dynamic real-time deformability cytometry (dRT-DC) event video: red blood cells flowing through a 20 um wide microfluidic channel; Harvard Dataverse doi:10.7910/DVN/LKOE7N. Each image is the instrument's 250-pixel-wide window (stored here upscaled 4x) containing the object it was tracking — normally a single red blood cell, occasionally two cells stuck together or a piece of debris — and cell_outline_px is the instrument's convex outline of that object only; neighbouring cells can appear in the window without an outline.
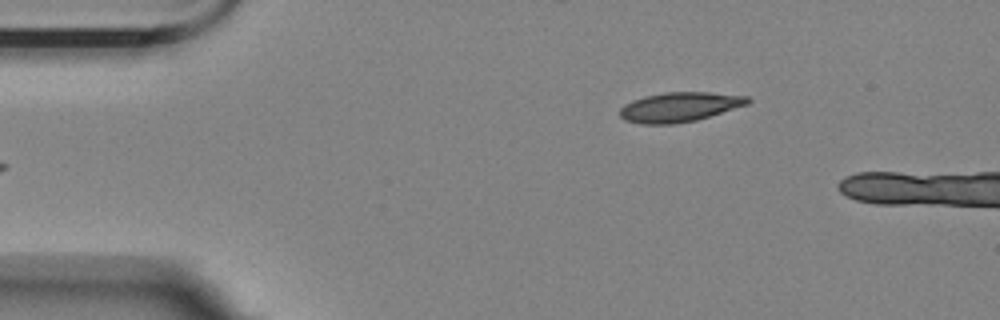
{"species": "Egyptian fruit bat (a non-hibernating species)", "species_latin": "Rousettus aegyptiacus", "temperature_condition": "room temperature", "stored_images_in_passage": 6, "camera_frame_rate_fps": 3000, "um_per_image_px": 0.085, "animal": {"sex": "female"}, "frame": {"image": 1, "passage_image": 1, "time_ms": 0.0, "image_size_px": [1000, 320], "cell_outline_px": [[752, 100], [748, 104], [696, 120], [672, 124], [640, 124], [624, 120], [620, 116], [620, 108], [624, 104], [632, 100], [644, 96], [664, 92], [708, 92], [748, 96]], "centroid_in_image_um": [57.73, 9.09], "position_along_channel_um": 27.3, "area_um2": 22.08}}